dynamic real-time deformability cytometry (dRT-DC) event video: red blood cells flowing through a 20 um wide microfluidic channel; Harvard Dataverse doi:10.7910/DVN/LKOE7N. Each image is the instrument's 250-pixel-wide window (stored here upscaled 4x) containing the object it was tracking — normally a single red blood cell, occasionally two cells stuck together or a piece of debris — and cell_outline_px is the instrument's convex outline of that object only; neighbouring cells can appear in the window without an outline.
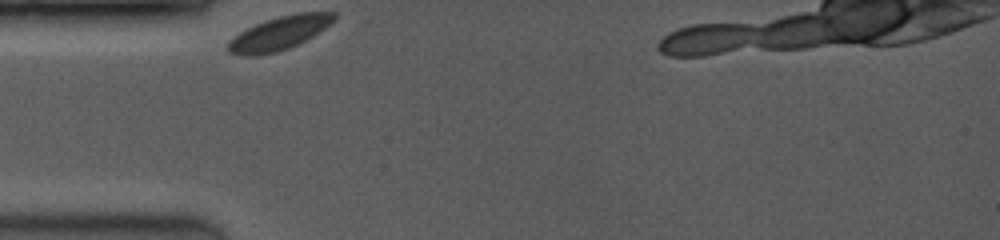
{"species": "common noctule bat (a hibernating species)", "species_latin": "Nyctalus noctula", "temperature_condition": "room temperature", "stored_images_in_passage": 11, "camera_frame_rate_fps": 3500, "um_per_image_px": 0.085, "animal": {"sex": "female", "body_mass_g": 19.0, "forearm_length_mm": 53.3}, "frame": {"image": 1, "passage_image": 1, "time_ms": 0.0, "image_size_px": [1000, 240], "cell_outline_px": [[336, 16], [324, 28], [312, 36], [288, 48], [276, 52], [256, 56], [244, 56], [228, 52], [228, 40], [240, 32], [264, 20], [296, 12], [336, 12]], "centroid_in_image_um": [23.69, 2.82], "position_along_channel_um": 61.3, "area_um2": 20.4}}
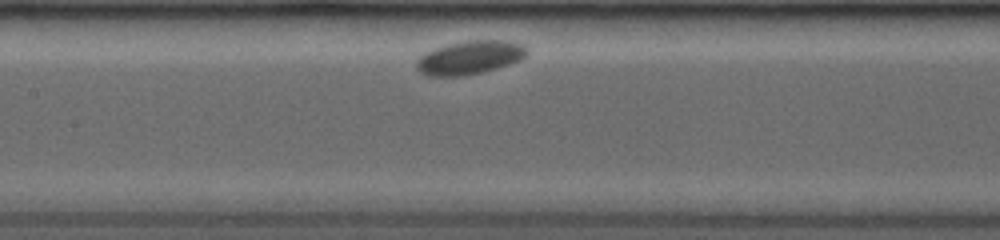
{"frame": {"image": 2, "passage_image": 6, "time_ms": 3.143, "image_size_px": [1000, 240], "cell_outline_px": [[528, 56], [520, 60], [484, 72], [464, 76], [428, 76], [420, 72], [416, 68], [416, 60], [424, 52], [432, 48], [448, 44], [468, 40], [508, 40], [524, 44], [528, 48]], "centroid_in_image_um": [39.94, 4.88], "position_along_channel_um": 167.5, "area_um2": 22.02}}
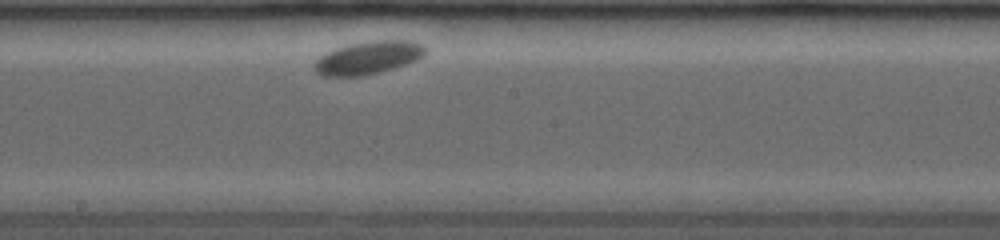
{"frame": {"image": 3, "passage_image": 8, "time_ms": 4.571, "image_size_px": [1000, 240], "cell_outline_px": [[428, 52], [424, 56], [416, 60], [380, 72], [360, 76], [320, 76], [316, 72], [316, 60], [320, 56], [336, 48], [348, 44], [368, 40], [412, 40], [424, 44], [428, 48]], "centroid_in_image_um": [31.36, 4.88], "position_along_channel_um": 216.8, "area_um2": 21.44}}